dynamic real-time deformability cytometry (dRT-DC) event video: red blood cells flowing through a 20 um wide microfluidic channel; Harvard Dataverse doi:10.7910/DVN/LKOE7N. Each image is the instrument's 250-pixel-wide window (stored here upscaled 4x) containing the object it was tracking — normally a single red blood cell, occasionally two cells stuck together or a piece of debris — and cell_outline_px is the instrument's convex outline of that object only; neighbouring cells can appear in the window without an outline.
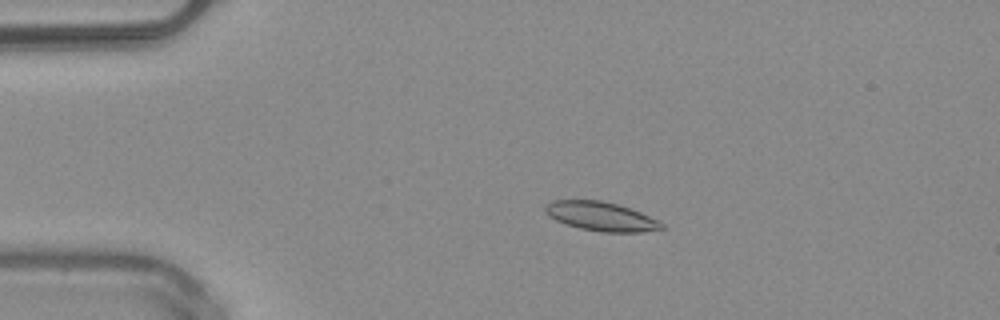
{"species": "common noctule bat (a hibernating species)", "species_latin": "Nyctalus noctula", "temperature_condition": "warm", "stored_images_in_passage": 50, "camera_frame_rate_fps": 3000, "um_per_image_px": 0.085, "animal": {"sex": "male", "body_mass_g": 20.4}, "frame": {"image": 1, "passage_image": 10, "time_ms": 3.0, "image_size_px": [1000, 320], "cell_outline_px": [[664, 228], [640, 232], [600, 232], [580, 228], [556, 220], [548, 216], [544, 212], [544, 204], [552, 200], [600, 200], [616, 204], [640, 212], [664, 224]], "centroid_in_image_um": [51.02, 18.38], "position_along_channel_um": 34.0, "area_um2": 19.54}}
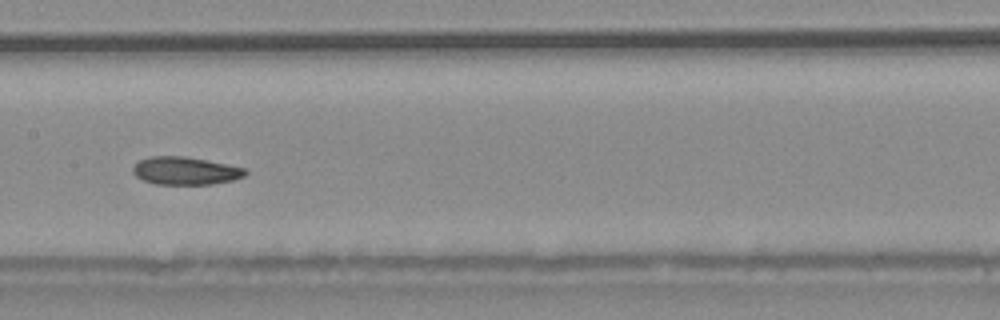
{"frame": {"image": 2, "passage_image": 25, "time_ms": 8.0, "image_size_px": [1000, 320], "cell_outline_px": [[248, 172], [244, 176], [232, 180], [212, 184], [156, 184], [144, 180], [136, 176], [132, 172], [132, 164], [148, 156], [184, 156], [248, 168]], "centroid_in_image_um": [15.74, 14.51], "position_along_channel_um": 191.7, "area_um2": 18.32}}
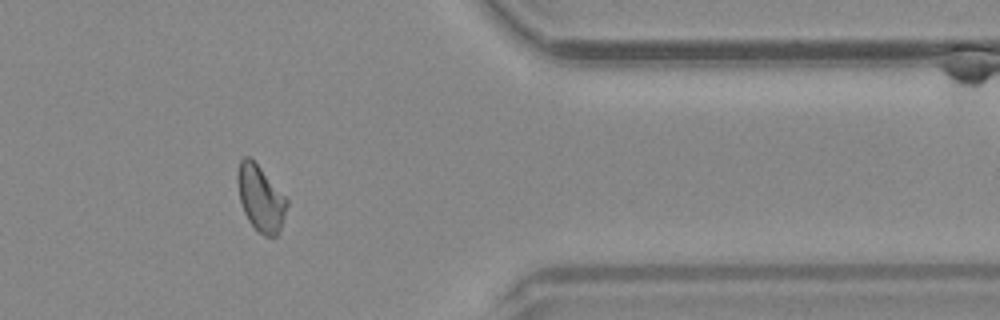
{"frame": {"image": 3, "passage_image": 41, "time_ms": 13.333, "image_size_px": [1000, 320], "cell_outline_px": [[288, 204], [280, 232], [276, 236], [264, 236], [248, 220], [244, 212], [240, 200], [236, 180], [236, 172], [240, 160], [244, 156], [248, 156], [260, 168], [288, 200]], "centroid_in_image_um": [22.13, 16.86], "position_along_channel_um": 389.3, "area_um2": 18.73}, "authors_computed_cell_mechanics": {"area_um2": 19.0451, "velocity_mm_per_s": 4.0374, "shape_relaxation_time_tau1_ms": null, "shape_relaxation_time_tau2_ms": 4.0755, "deformation_change_tau1": null, "deformation_change_tau2": 0.0938}}